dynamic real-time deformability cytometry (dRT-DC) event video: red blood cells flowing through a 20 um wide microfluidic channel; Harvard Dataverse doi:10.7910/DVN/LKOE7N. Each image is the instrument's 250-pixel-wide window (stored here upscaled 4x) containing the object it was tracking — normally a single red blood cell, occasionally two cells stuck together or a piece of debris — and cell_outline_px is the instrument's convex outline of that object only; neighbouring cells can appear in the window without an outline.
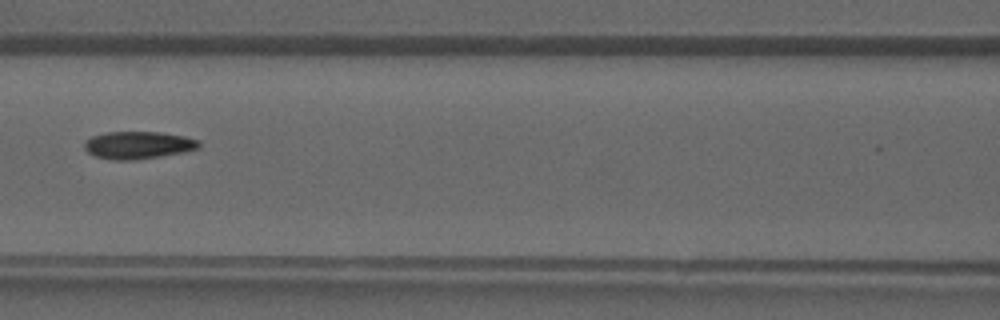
{"species": "common noctule bat (a hibernating species)", "species_latin": "Nyctalus noctula", "temperature_condition": "warm", "stored_images_in_passage": 41, "camera_frame_rate_fps": 3000, "um_per_image_px": 0.085, "animal": {"sex": "male", "forearm_length_mm": 52.5}, "frame": {"image": 1, "passage_image": 19, "time_ms": 6.0, "image_size_px": [1000, 320], "cell_outline_px": [[200, 148], [184, 152], [136, 160], [112, 160], [96, 156], [88, 152], [84, 148], [84, 140], [92, 136], [104, 132], [160, 132], [184, 136], [200, 140]], "centroid_in_image_um": [11.74, 12.33], "position_along_channel_um": 154.9, "area_um2": 18.5}}
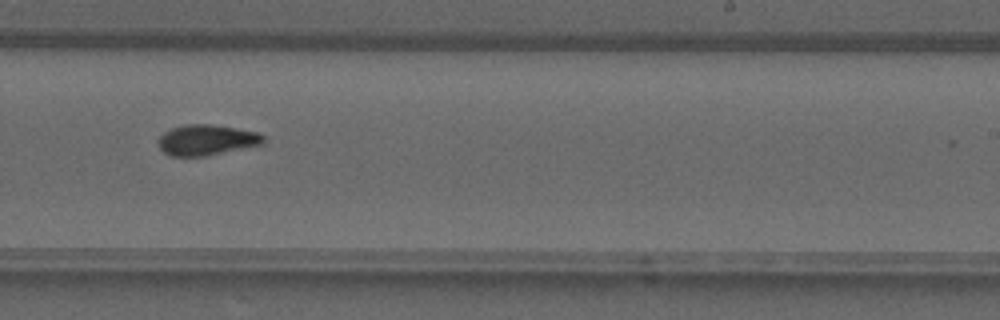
{"frame": {"image": 2, "passage_image": 26, "time_ms": 8.333, "image_size_px": [1000, 320], "cell_outline_px": [[264, 144], [208, 156], [172, 156], [164, 152], [160, 148], [160, 136], [164, 132], [172, 128], [184, 124], [212, 124], [260, 132], [264, 136]], "centroid_in_image_um": [17.62, 11.89], "position_along_channel_um": 271.4, "area_um2": 18.84}}
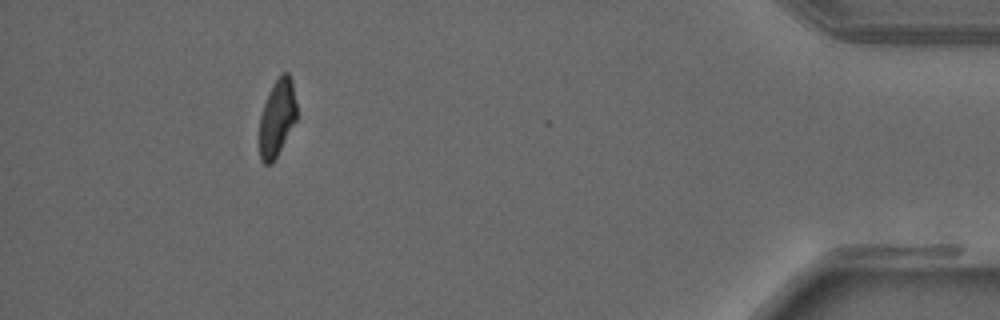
{"frame": {"image": 3, "passage_image": 38, "time_ms": 12.333, "image_size_px": [1000, 320], "cell_outline_px": [[296, 120], [272, 164], [264, 164], [260, 160], [260, 116], [268, 92], [280, 72], [288, 72], [292, 80], [296, 104]], "centroid_in_image_um": [23.55, 9.99], "position_along_channel_um": 411.7, "area_um2": 16.65}}